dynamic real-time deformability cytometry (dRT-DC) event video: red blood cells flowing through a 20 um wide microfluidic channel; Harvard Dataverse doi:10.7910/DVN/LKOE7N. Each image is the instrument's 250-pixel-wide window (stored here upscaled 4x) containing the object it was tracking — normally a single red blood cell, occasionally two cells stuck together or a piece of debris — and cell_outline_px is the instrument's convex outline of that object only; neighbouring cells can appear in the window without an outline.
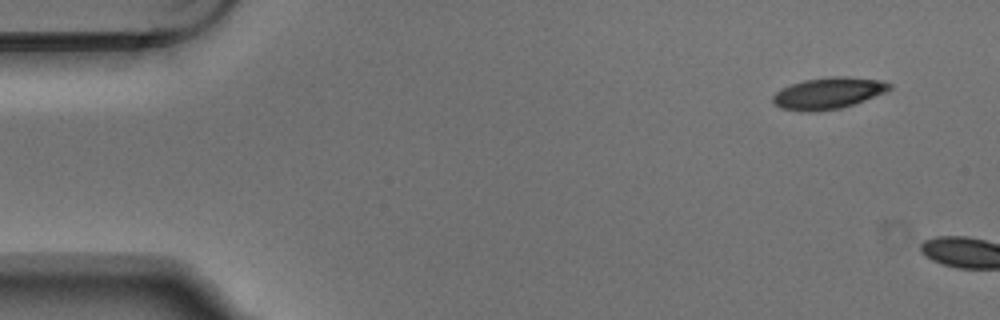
{"species": "Egyptian fruit bat (a non-hibernating species)", "species_latin": "Rousettus aegyptiacus", "temperature_condition": "warm", "stored_images_in_passage": 2, "camera_frame_rate_fps": 3000, "um_per_image_px": 0.085, "animal": {"sex": "male"}, "frame": {"image": 1, "passage_image": 1, "time_ms": 0.0, "image_size_px": [1000, 320], "cell_outline_px": [[892, 88], [884, 92], [864, 100], [840, 108], [816, 112], [804, 112], [780, 108], [772, 100], [772, 96], [780, 88], [804, 80], [828, 76], [848, 76], [884, 80], [892, 84]], "centroid_in_image_um": [70.39, 7.91], "position_along_channel_um": 14.6, "area_um2": 21.56}}